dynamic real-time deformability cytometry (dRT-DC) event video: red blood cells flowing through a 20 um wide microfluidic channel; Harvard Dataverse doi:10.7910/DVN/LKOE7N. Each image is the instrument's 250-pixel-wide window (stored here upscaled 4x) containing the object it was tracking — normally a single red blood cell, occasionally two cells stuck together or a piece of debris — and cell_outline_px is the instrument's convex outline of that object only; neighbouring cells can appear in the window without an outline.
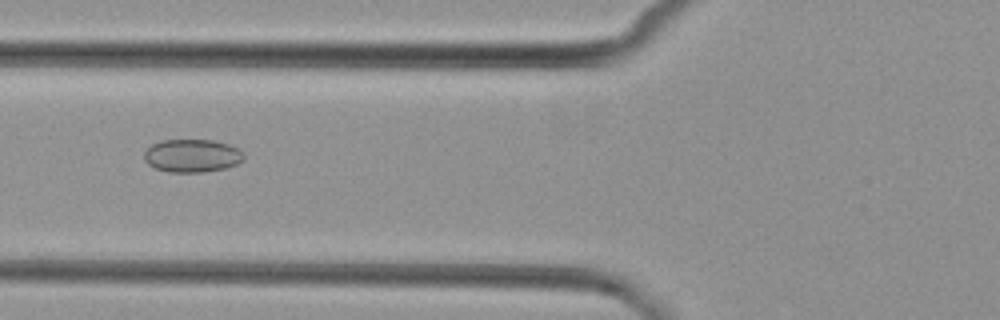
{"species": "common noctule bat (a hibernating species)", "species_latin": "Nyctalus noctula", "temperature_condition": "cold", "stored_images_in_passage": 8, "camera_frame_rate_fps": 3000, "um_per_image_px": 0.085, "animal": {"sex": "female", "body_mass_g": 29.2, "forearm_length_mm": 56.3}, "frame": {"image": 1, "passage_image": 6, "time_ms": 6.667, "image_size_px": [1000, 320], "cell_outline_px": [[244, 160], [236, 164], [224, 168], [200, 172], [168, 172], [156, 168], [148, 164], [144, 160], [144, 152], [152, 144], [160, 140], [212, 140], [228, 144], [236, 148], [244, 156]], "centroid_in_image_um": [16.29, 13.23], "position_along_channel_um": 109.5, "area_um2": 19.02}}
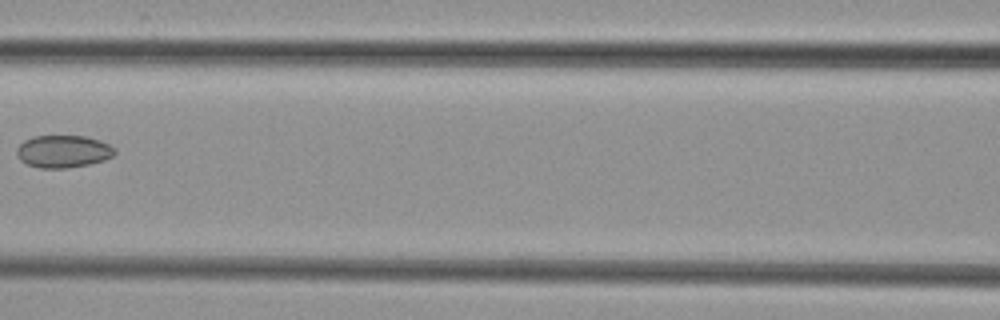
{"frame": {"image": 2, "passage_image": 7, "time_ms": 8.0, "image_size_px": [1000, 320], "cell_outline_px": [[116, 152], [112, 156], [104, 160], [88, 164], [68, 168], [40, 168], [28, 164], [20, 160], [16, 152], [16, 148], [24, 140], [32, 136], [88, 136], [100, 140], [116, 148]], "centroid_in_image_um": [5.37, 12.86], "position_along_channel_um": 161.2, "area_um2": 18.61}}
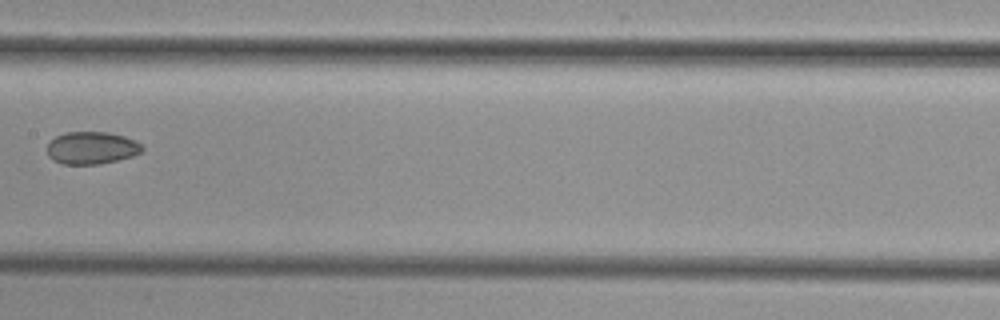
{"frame": {"image": 3, "passage_image": 8, "time_ms": 9.0, "image_size_px": [1000, 320], "cell_outline_px": [[144, 148], [140, 152], [132, 156], [100, 164], [64, 164], [52, 160], [48, 156], [48, 144], [56, 136], [64, 132], [108, 132], [124, 136], [136, 140]], "centroid_in_image_um": [7.78, 12.57], "position_along_channel_um": 199.6, "area_um2": 17.92}}